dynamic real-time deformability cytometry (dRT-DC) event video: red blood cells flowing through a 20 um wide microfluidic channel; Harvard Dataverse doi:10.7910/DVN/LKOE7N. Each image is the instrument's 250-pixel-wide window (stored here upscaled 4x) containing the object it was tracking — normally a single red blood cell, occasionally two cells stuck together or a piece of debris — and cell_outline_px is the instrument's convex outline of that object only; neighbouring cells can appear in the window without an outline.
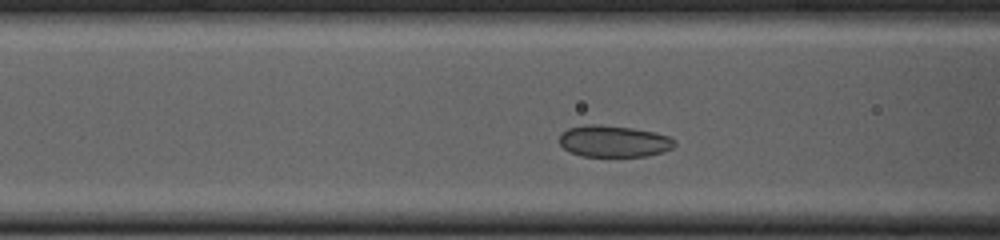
{"species": "common noctule bat (a hibernating species)", "species_latin": "Nyctalus noctula", "temperature_condition": "cold", "stored_images_in_passage": 34, "camera_frame_rate_fps": 3000, "um_per_image_px": 0.085, "animal": {"sex": "female", "body_mass_g": 23.0, "forearm_length_mm": 53.4}, "frame": {"image": 1, "passage_image": 10, "time_ms": 3.0, "image_size_px": [1000, 240], "cell_outline_px": [[676, 144], [672, 148], [648, 156], [580, 156], [568, 152], [560, 144], [560, 132], [568, 128], [584, 124], [600, 124], [632, 128], [656, 132], [668, 136], [676, 140]], "centroid_in_image_um": [52.14, 12.0], "position_along_channel_um": 114.5, "area_um2": 21.44}}
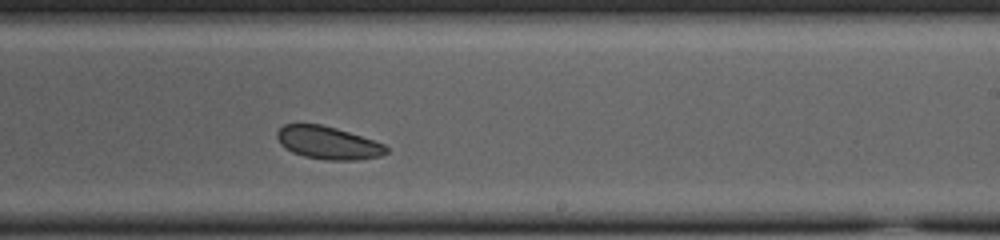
{"frame": {"image": 2, "passage_image": 22, "time_ms": 7.0, "image_size_px": [1000, 240], "cell_outline_px": [[388, 152], [380, 156], [356, 160], [324, 160], [304, 156], [292, 152], [280, 144], [276, 136], [276, 132], [284, 124], [320, 124], [336, 128], [384, 144], [388, 148]], "centroid_in_image_um": [27.86, 12.14], "position_along_channel_um": 261.1, "area_um2": 20.75}}
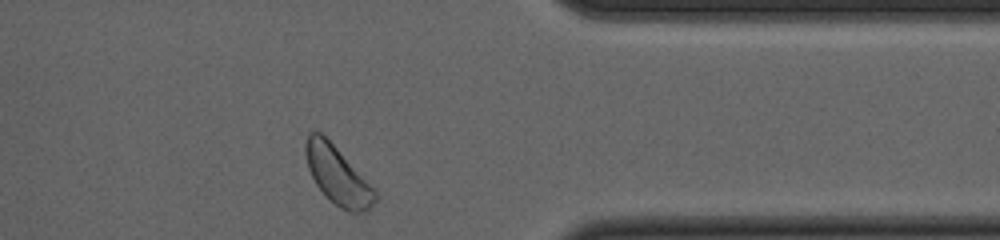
{"frame": {"image": 3, "passage_image": 33, "time_ms": 10.667, "image_size_px": [1000, 240], "cell_outline_px": [[376, 200], [364, 212], [348, 212], [340, 208], [316, 184], [308, 168], [304, 152], [304, 144], [308, 132], [320, 132], [376, 188]], "centroid_in_image_um": [28.7, 14.89], "position_along_channel_um": 382.7, "area_um2": 23.12}, "authors_computed_cell_mechanics": {"area_um2": 21.5883, "velocity_mm_per_s": 3.6846, "shape_relaxation_time_tau1_ms": 0.7922, "shape_relaxation_time_tau2_ms": null, "deformation_change_tau1": 0.0451, "deformation_change_tau2": null}}